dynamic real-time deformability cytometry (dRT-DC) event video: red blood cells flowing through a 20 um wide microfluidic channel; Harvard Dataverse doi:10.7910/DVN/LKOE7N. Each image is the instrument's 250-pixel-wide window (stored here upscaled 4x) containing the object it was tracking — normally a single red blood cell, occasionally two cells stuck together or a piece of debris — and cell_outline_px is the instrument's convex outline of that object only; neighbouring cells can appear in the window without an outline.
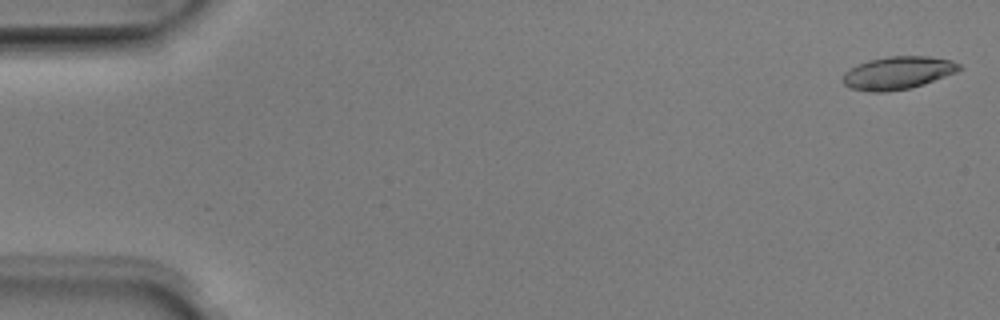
{"species": "Egyptian fruit bat (a non-hibernating species)", "species_latin": "Rousettus aegyptiacus", "temperature_condition": "room temperature", "stored_images_in_passage": 51, "camera_frame_rate_fps": 3000, "um_per_image_px": 0.085, "animal": {"sex": "male"}, "frame": {"image": 1, "passage_image": 1, "time_ms": 0.0, "image_size_px": [1000, 320], "cell_outline_px": [[964, 68], [956, 72], [908, 88], [884, 92], [868, 92], [852, 88], [844, 84], [840, 80], [844, 72], [868, 60], [888, 56], [928, 56], [952, 60], [960, 64]], "centroid_in_image_um": [76.29, 6.18], "position_along_channel_um": 8.7, "area_um2": 22.02}}
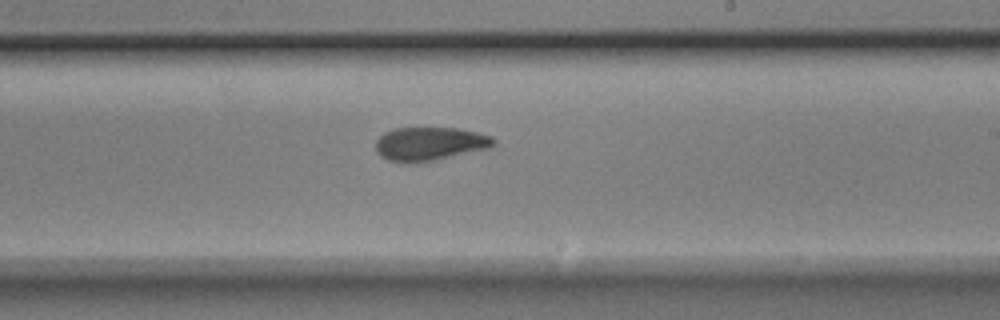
{"frame": {"image": 2, "passage_image": 30, "time_ms": 9.667, "image_size_px": [1000, 320], "cell_outline_px": [[496, 144], [488, 148], [416, 164], [404, 164], [388, 160], [380, 156], [376, 152], [376, 140], [384, 132], [392, 128], [456, 128], [476, 132], [492, 136], [496, 140]], "centroid_in_image_um": [36.48, 12.24], "position_along_channel_um": 252.5, "area_um2": 23.29}}
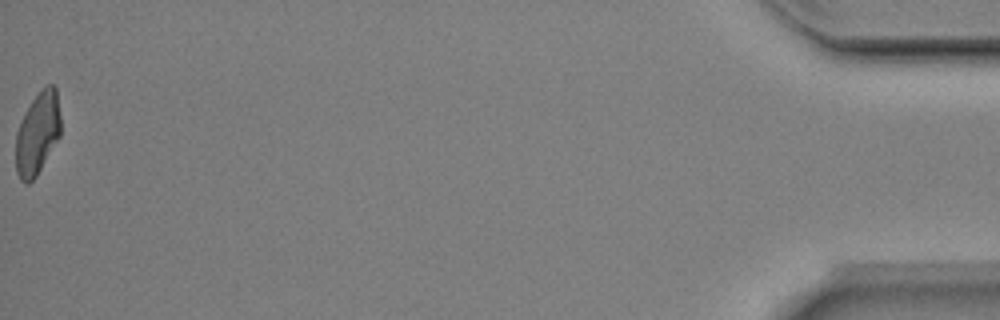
{"frame": {"image": 3, "passage_image": 51, "time_ms": 16.667, "image_size_px": [1000, 320], "cell_outline_px": [[60, 136], [36, 176], [28, 184], [24, 184], [20, 180], [16, 172], [16, 132], [32, 100], [48, 84], [52, 84], [56, 88], [60, 116]], "centroid_in_image_um": [3.19, 11.38], "position_along_channel_um": 432.0, "area_um2": 21.21}, "authors_computed_cell_mechanics": {"area_um2": 22.6576, "velocity_mm_per_s": 3.9855, "shape_relaxation_time_tau1_ms": 3.3513, "shape_relaxation_time_tau2_ms": 3.2344, "deformation_change_tau1": 0.1391, "deformation_change_tau2": 0.1067}}